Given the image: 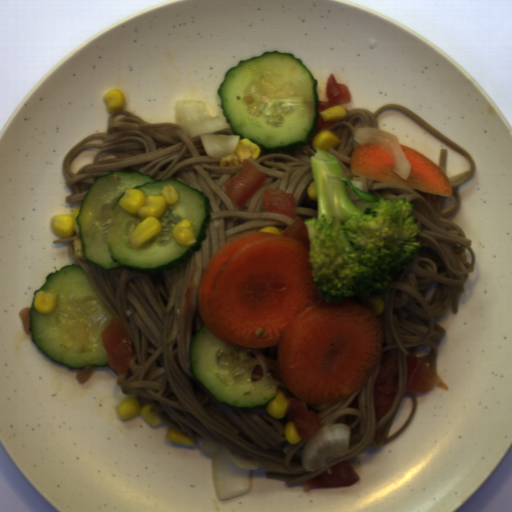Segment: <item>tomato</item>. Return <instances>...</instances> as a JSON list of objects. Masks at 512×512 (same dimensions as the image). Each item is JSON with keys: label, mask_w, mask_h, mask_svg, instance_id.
Instances as JSON below:
<instances>
[{"label": "tomato", "mask_w": 512, "mask_h": 512, "mask_svg": "<svg viewBox=\"0 0 512 512\" xmlns=\"http://www.w3.org/2000/svg\"><path fill=\"white\" fill-rule=\"evenodd\" d=\"M397 362L396 349H387L380 362L374 391L376 422L392 409L400 390Z\"/></svg>", "instance_id": "tomato-1"}, {"label": "tomato", "mask_w": 512, "mask_h": 512, "mask_svg": "<svg viewBox=\"0 0 512 512\" xmlns=\"http://www.w3.org/2000/svg\"><path fill=\"white\" fill-rule=\"evenodd\" d=\"M101 340L105 348L107 366L120 374L128 371L133 358L134 344L118 317L112 316L110 324L102 332Z\"/></svg>", "instance_id": "tomato-2"}, {"label": "tomato", "mask_w": 512, "mask_h": 512, "mask_svg": "<svg viewBox=\"0 0 512 512\" xmlns=\"http://www.w3.org/2000/svg\"><path fill=\"white\" fill-rule=\"evenodd\" d=\"M261 201L267 212H278L295 218L293 223L282 231L280 235L301 241L309 250L308 228L304 224L305 220L298 215L294 193L287 192L281 187L277 190L265 188L264 197Z\"/></svg>", "instance_id": "tomato-3"}, {"label": "tomato", "mask_w": 512, "mask_h": 512, "mask_svg": "<svg viewBox=\"0 0 512 512\" xmlns=\"http://www.w3.org/2000/svg\"><path fill=\"white\" fill-rule=\"evenodd\" d=\"M242 160V172L232 180H227L223 187L228 198L235 206H242L255 191L266 184L264 170L254 166L249 160Z\"/></svg>", "instance_id": "tomato-4"}, {"label": "tomato", "mask_w": 512, "mask_h": 512, "mask_svg": "<svg viewBox=\"0 0 512 512\" xmlns=\"http://www.w3.org/2000/svg\"><path fill=\"white\" fill-rule=\"evenodd\" d=\"M435 385L449 391V387L432 369V367L415 355L407 359V375L405 392L427 394Z\"/></svg>", "instance_id": "tomato-5"}, {"label": "tomato", "mask_w": 512, "mask_h": 512, "mask_svg": "<svg viewBox=\"0 0 512 512\" xmlns=\"http://www.w3.org/2000/svg\"><path fill=\"white\" fill-rule=\"evenodd\" d=\"M359 476L351 462L335 463L330 472H322L312 479L302 483L303 491L310 488L351 487L359 481Z\"/></svg>", "instance_id": "tomato-6"}, {"label": "tomato", "mask_w": 512, "mask_h": 512, "mask_svg": "<svg viewBox=\"0 0 512 512\" xmlns=\"http://www.w3.org/2000/svg\"><path fill=\"white\" fill-rule=\"evenodd\" d=\"M325 95L328 101H322L318 99V123L317 130L333 127L338 121H326L320 112L333 105L345 104L351 102V93L342 82H337L336 77L333 73L329 72L325 81Z\"/></svg>", "instance_id": "tomato-7"}, {"label": "tomato", "mask_w": 512, "mask_h": 512, "mask_svg": "<svg viewBox=\"0 0 512 512\" xmlns=\"http://www.w3.org/2000/svg\"><path fill=\"white\" fill-rule=\"evenodd\" d=\"M291 409L294 416V423L302 439L313 436L320 429L321 421L315 412L308 410L305 402L293 398Z\"/></svg>", "instance_id": "tomato-8"}]
</instances>
